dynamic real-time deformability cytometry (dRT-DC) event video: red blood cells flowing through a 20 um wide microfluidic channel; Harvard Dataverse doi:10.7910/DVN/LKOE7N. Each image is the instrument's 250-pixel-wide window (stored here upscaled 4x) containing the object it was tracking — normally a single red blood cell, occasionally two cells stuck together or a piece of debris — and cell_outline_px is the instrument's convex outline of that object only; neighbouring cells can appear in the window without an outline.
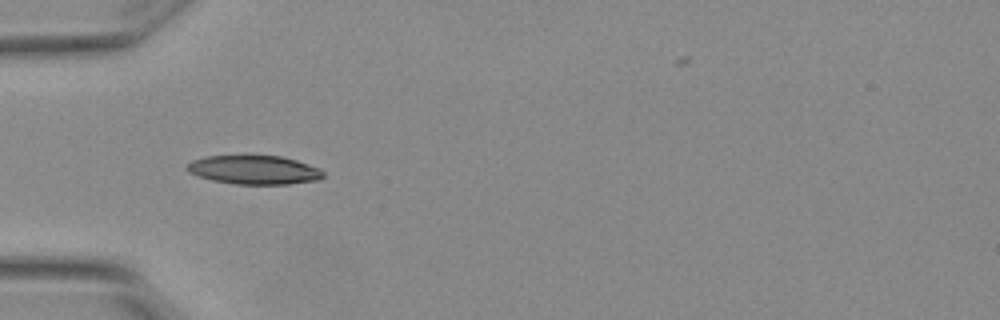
{"species": "Egyptian fruit bat (a non-hibernating species)", "species_latin": "Rousettus aegyptiacus", "temperature_condition": "warm", "stored_images_in_passage": 2, "camera_frame_rate_fps": 3000, "um_per_image_px": 0.085, "animal": {"sex": "female"}, "frame": {"image": 1, "passage_image": 1, "time_ms": 0.0, "image_size_px": [1000, 320], "cell_outline_px": [[324, 176], [320, 180], [288, 184], [236, 184], [212, 180], [188, 172], [184, 168], [192, 160], [204, 156], [248, 152], [280, 156], [296, 160], [320, 168], [324, 172]], "centroid_in_image_um": [21.58, 14.38], "position_along_channel_um": 63.4, "area_um2": 23.99}}
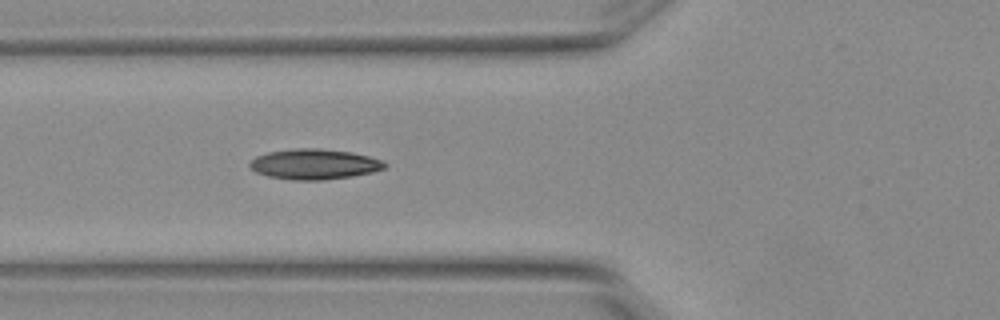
{"frame": {"image": 2, "passage_image": 2, "time_ms": 0.333, "image_size_px": [1000, 320], "cell_outline_px": [[388, 164], [384, 168], [372, 172], [352, 176], [324, 180], [292, 180], [268, 176], [256, 172], [248, 164], [256, 156], [268, 152], [296, 148], [320, 148], [348, 152], [368, 156], [380, 160]], "centroid_in_image_um": [26.7, 13.96], "position_along_channel_um": 99.1, "area_um2": 23.7}}